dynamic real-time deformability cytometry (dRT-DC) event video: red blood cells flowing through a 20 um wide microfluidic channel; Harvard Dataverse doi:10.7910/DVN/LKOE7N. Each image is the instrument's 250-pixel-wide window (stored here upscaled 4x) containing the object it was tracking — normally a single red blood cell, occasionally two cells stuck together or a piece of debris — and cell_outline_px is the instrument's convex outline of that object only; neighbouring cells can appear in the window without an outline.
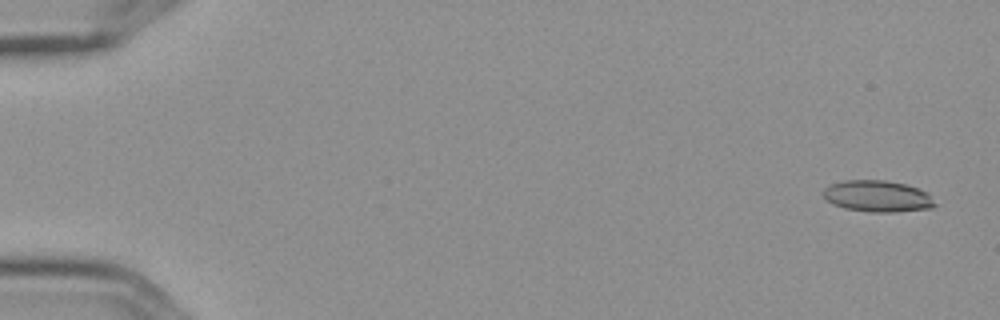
{"species": "Egyptian fruit bat (a non-hibernating species)", "species_latin": "Rousettus aegyptiacus", "temperature_condition": "cold", "stored_images_in_passage": 9, "camera_frame_rate_fps": 3000, "um_per_image_px": 0.085, "frame": {"image": 1, "passage_image": 1, "time_ms": 0.0, "image_size_px": [1000, 320], "cell_outline_px": [[936, 204], [932, 208], [896, 212], [872, 212], [844, 208], [832, 204], [824, 200], [824, 188], [828, 184], [844, 180], [884, 180], [904, 184], [920, 188], [928, 192]], "centroid_in_image_um": [74.57, 16.67], "position_along_channel_um": 10.4, "area_um2": 20.69}}
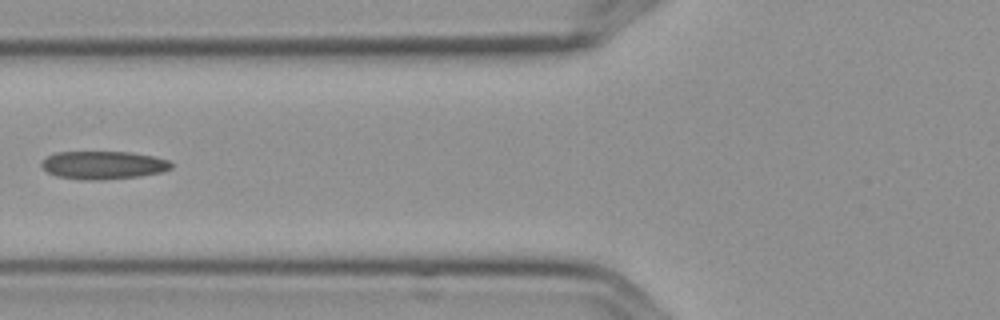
{"frame": {"image": 2, "passage_image": 6, "time_ms": 1.667, "image_size_px": [1000, 320], "cell_outline_px": [[172, 168], [160, 172], [140, 176], [100, 180], [84, 180], [56, 176], [48, 172], [40, 164], [48, 156], [56, 152], [132, 152], [152, 156], [168, 160], [172, 164]], "centroid_in_image_um": [8.78, 14.03], "position_along_channel_um": 117.0, "area_um2": 21.1}}
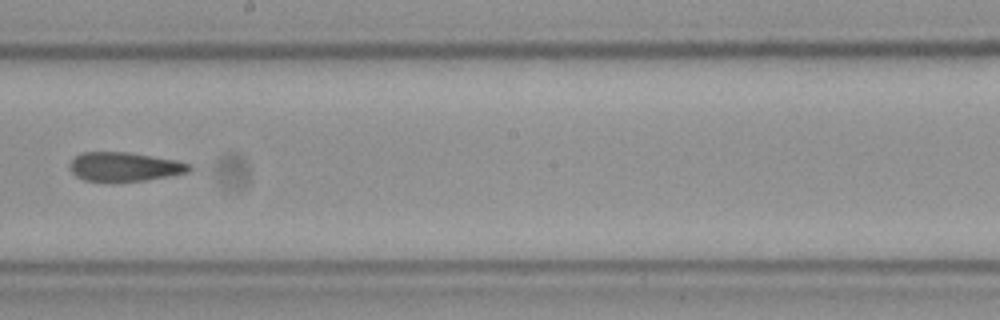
{"frame": {"image": 3, "passage_image": 9, "time_ms": 2.667, "image_size_px": [1000, 320], "cell_outline_px": [[192, 168], [188, 172], [144, 180], [84, 180], [76, 176], [68, 168], [68, 164], [80, 152], [128, 152], [176, 160], [192, 164]], "centroid_in_image_um": [10.56, 14.15], "position_along_channel_um": 237.6, "area_um2": 19.88}}